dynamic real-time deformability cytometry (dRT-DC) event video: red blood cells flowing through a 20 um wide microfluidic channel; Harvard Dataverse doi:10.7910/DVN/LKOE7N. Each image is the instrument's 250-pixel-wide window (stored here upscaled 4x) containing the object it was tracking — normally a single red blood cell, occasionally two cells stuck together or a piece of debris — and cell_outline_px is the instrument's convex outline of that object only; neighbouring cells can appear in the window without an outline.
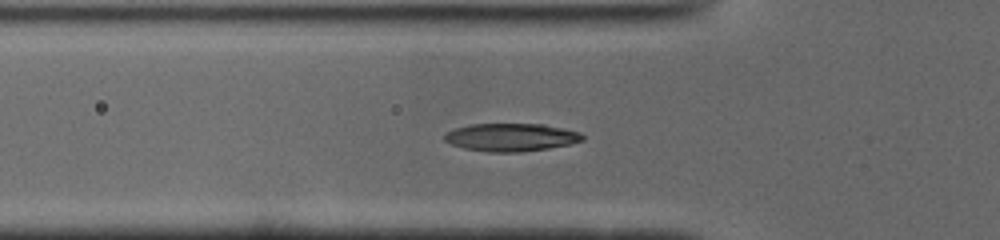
{"species": "common noctule bat (a hibernating species)", "species_latin": "Nyctalus noctula", "temperature_condition": "cold", "stored_images_in_passage": 51, "camera_frame_rate_fps": 3000, "um_per_image_px": 0.085, "animal": {"sex": "male", "body_mass_g": 19.0, "forearm_length_mm": 50.8}, "frame": {"image": 1, "passage_image": 16, "time_ms": 5.0, "image_size_px": [1000, 240], "cell_outline_px": [[584, 140], [572, 144], [548, 148], [520, 152], [488, 152], [464, 148], [452, 144], [444, 140], [444, 136], [448, 132], [456, 128], [472, 124], [544, 124], [580, 132], [584, 136]], "centroid_in_image_um": [43.48, 11.67], "position_along_channel_um": 82.3, "area_um2": 22.37}}
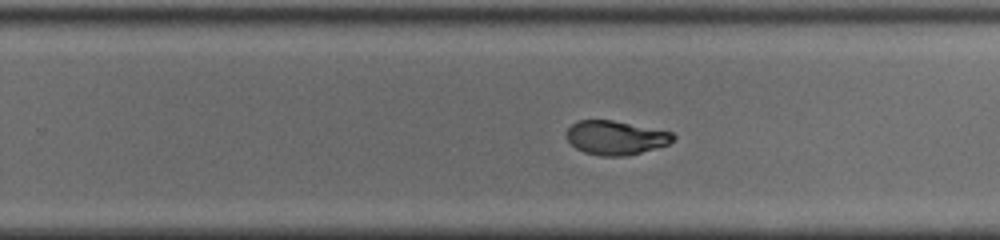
{"frame": {"image": 2, "passage_image": 31, "time_ms": 10.0, "image_size_px": [1000, 240], "cell_outline_px": [[676, 136], [668, 144], [628, 156], [600, 156], [584, 152], [576, 148], [568, 140], [568, 128], [572, 124], [580, 120], [612, 120], [672, 132]], "centroid_in_image_um": [52.34, 11.71], "position_along_channel_um": 277.5, "area_um2": 20.87}}
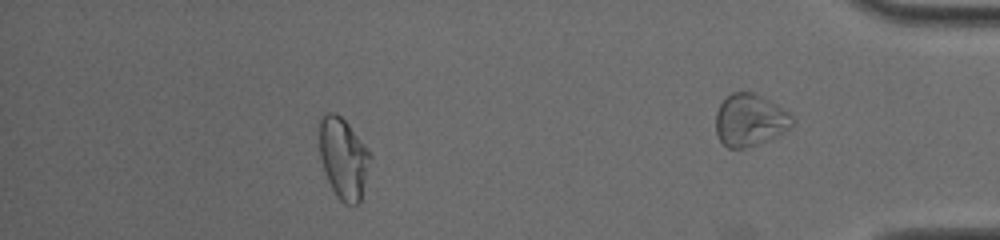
{"frame": {"image": 3, "passage_image": 45, "time_ms": 14.667, "image_size_px": [1000, 240], "cell_outline_px": [[372, 156], [360, 200], [356, 204], [344, 204], [336, 196], [324, 172], [320, 156], [320, 120], [328, 112], [336, 112], [348, 124], [364, 144]], "centroid_in_image_um": [29.19, 13.46], "position_along_channel_um": 406.0, "area_um2": 23.64}, "authors_computed_cell_mechanics": {"area_um2": 21.8484, "velocity_mm_per_s": 3.9098, "shape_relaxation_time_tau1_ms": 5.3088, "shape_relaxation_time_tau2_ms": 1.5091, "deformation_change_tau1": 0.1998, "deformation_change_tau2": 0.0692}}